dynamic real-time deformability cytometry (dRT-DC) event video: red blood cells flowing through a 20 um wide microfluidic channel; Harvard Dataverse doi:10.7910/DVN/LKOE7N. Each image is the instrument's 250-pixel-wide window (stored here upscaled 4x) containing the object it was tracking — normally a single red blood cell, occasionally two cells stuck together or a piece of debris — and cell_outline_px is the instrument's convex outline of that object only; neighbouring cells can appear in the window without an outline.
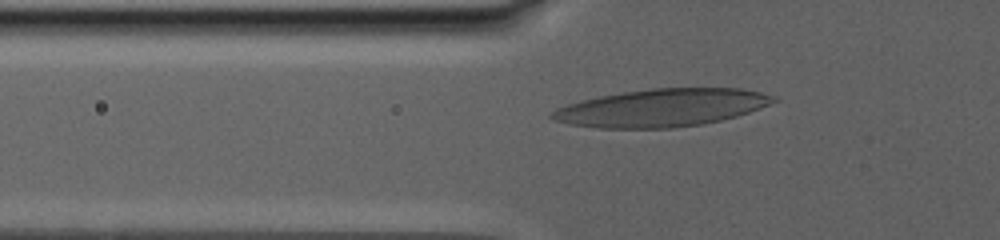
{"species": "human", "species_latin": "Homo sapiens", "temperature_condition": "warm", "stored_images_in_passage": 28, "camera_frame_rate_fps": 3000, "um_per_image_px": 0.085, "donor": {"sex": "male"}, "frame": {"image": 1, "passage_image": 6, "time_ms": 3.0, "image_size_px": [1000, 240], "cell_outline_px": [[780, 100], [760, 108], [736, 116], [704, 124], [672, 128], [596, 128], [568, 124], [552, 120], [548, 116], [556, 108], [580, 100], [600, 96], [624, 92], [652, 88], [740, 88], [760, 92], [776, 96]], "centroid_in_image_um": [56.24, 9.16], "position_along_channel_um": 69.6, "area_um2": 48.78}}
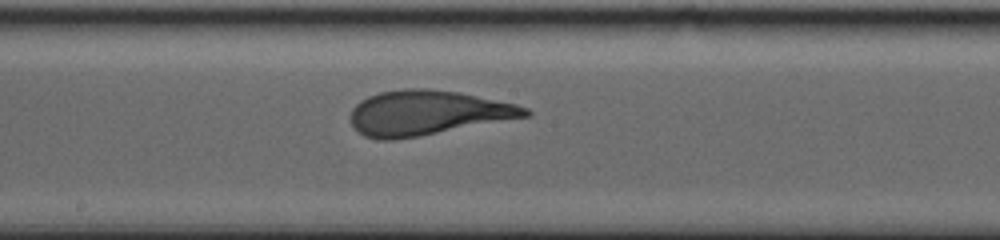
{"frame": {"image": 2, "passage_image": 16, "time_ms": 8.333, "image_size_px": [1000, 240], "cell_outline_px": [[532, 116], [420, 136], [392, 140], [380, 140], [364, 136], [352, 124], [352, 108], [360, 100], [368, 96], [380, 92], [404, 88], [428, 88], [460, 92], [516, 104], [528, 108], [532, 112]], "centroid_in_image_um": [36.37, 9.59], "position_along_channel_um": 211.8, "area_um2": 45.72}}
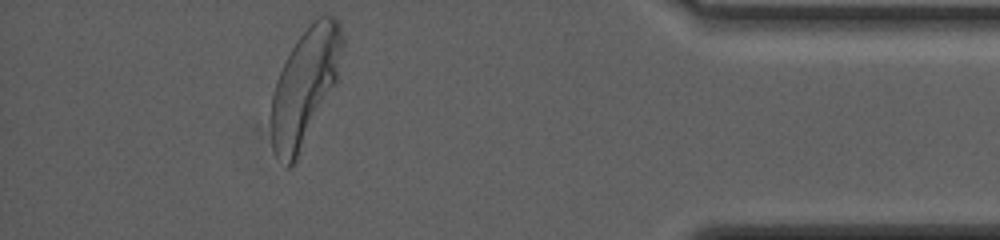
{"frame": {"image": 3, "passage_image": 27, "time_ms": 16.667, "image_size_px": [1000, 240], "cell_outline_px": [[344, 44], [336, 84], [296, 160], [288, 168], [272, 148], [272, 96], [276, 80], [292, 48], [300, 36], [324, 12], [336, 16], [340, 24], [344, 36]], "centroid_in_image_um": [25.97, 7.3], "position_along_channel_um": 409.2, "area_um2": 47.51}, "authors_computed_cell_mechanics": {"area_um2": 46.0666, "velocity_mm_per_s": 2.7828, "shape_relaxation_time_tau1_ms": 5.8634, "shape_relaxation_time_tau2_ms": 1.2261, "deformation_change_tau1": 0.2203, "deformation_change_tau2": 0.1018}}